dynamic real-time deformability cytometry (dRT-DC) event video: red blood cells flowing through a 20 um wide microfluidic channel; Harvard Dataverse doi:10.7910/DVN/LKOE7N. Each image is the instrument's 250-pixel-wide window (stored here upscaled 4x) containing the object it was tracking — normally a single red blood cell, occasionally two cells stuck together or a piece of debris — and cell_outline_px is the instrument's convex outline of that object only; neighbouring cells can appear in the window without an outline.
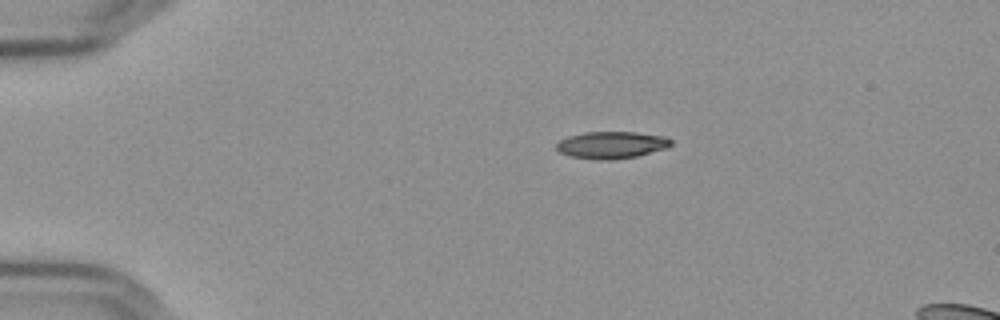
{"species": "Egyptian fruit bat (a non-hibernating species)", "species_latin": "Rousettus aegyptiacus", "temperature_condition": "cold", "stored_images_in_passage": 46, "camera_frame_rate_fps": 3000, "um_per_image_px": 0.085, "frame": {"image": 1, "passage_image": 1, "time_ms": 0.0, "image_size_px": [1000, 320], "cell_outline_px": [[672, 144], [668, 148], [636, 156], [612, 160], [596, 160], [568, 156], [560, 152], [556, 148], [556, 144], [560, 140], [568, 136], [584, 132], [636, 132], [668, 136], [672, 140]], "centroid_in_image_um": [52.0, 12.32], "position_along_channel_um": 33.0, "area_um2": 18.32}}
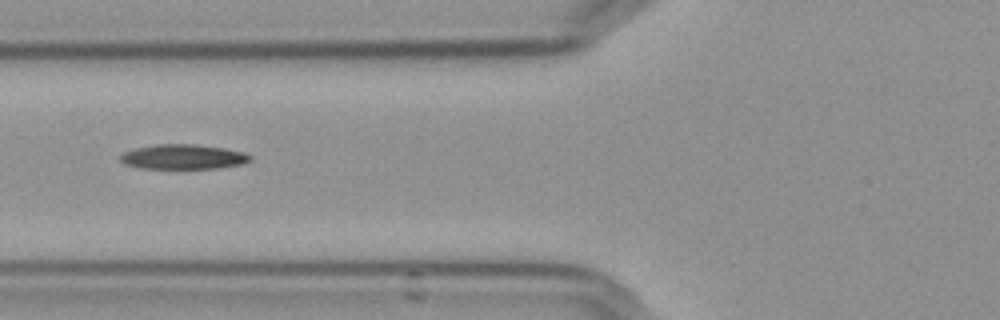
{"frame": {"image": 2, "passage_image": 12, "time_ms": 3.667, "image_size_px": [1000, 320], "cell_outline_px": [[252, 160], [244, 164], [220, 168], [140, 168], [124, 164], [120, 160], [120, 156], [124, 152], [132, 148], [156, 144], [196, 144], [224, 148], [244, 152], [252, 156]], "centroid_in_image_um": [15.59, 13.32], "position_along_channel_um": 110.2, "area_um2": 18.96}}
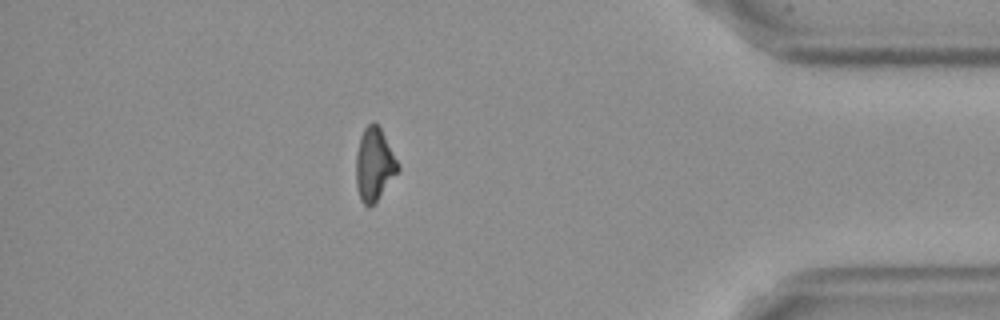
{"frame": {"image": 3, "passage_image": 39, "time_ms": 12.667, "image_size_px": [1000, 320], "cell_outline_px": [[400, 168], [376, 200], [368, 208], [360, 200], [356, 184], [356, 156], [360, 136], [364, 128], [372, 120], [380, 128], [400, 164]], "centroid_in_image_um": [31.8, 13.95], "position_along_channel_um": 403.4, "area_um2": 17.57}}